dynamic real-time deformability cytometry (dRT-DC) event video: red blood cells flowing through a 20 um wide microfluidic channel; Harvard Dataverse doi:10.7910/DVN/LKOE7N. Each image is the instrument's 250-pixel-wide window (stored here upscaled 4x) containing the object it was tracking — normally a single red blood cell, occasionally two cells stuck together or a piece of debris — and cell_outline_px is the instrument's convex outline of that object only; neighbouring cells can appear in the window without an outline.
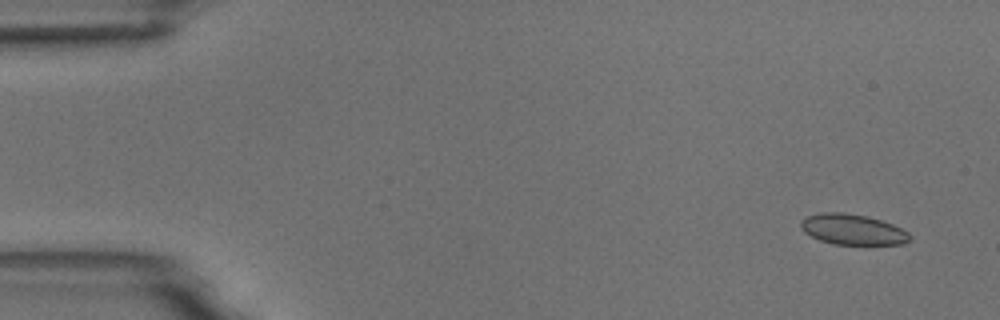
{"species": "common noctule bat (a hibernating species)", "species_latin": "Nyctalus noctula", "temperature_condition": "room temperature", "stored_images_in_passage": 4, "camera_frame_rate_fps": 3000, "um_per_image_px": 0.085, "animal": {"sex": "male", "body_mass_g": 18.8}, "frame": {"image": 1, "passage_image": 1, "time_ms": 0.0, "image_size_px": [1000, 320], "cell_outline_px": [[912, 236], [904, 244], [864, 248], [832, 244], [820, 240], [804, 232], [800, 228], [800, 220], [808, 216], [820, 212], [844, 212], [868, 216], [892, 224], [908, 232]], "centroid_in_image_um": [72.51, 19.56], "position_along_channel_um": 12.5, "area_um2": 20.46}}
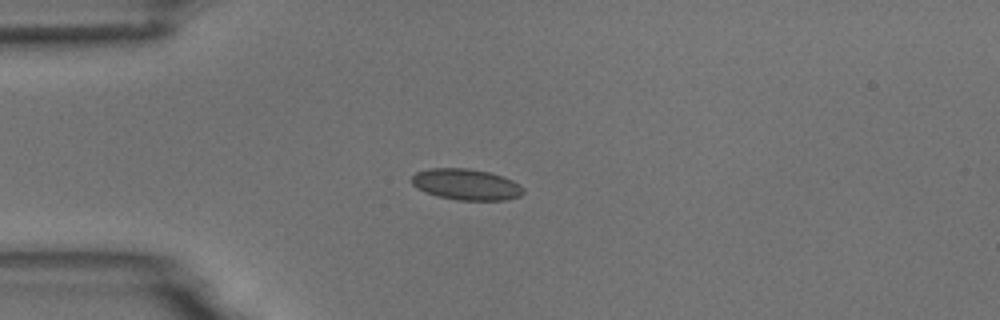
{"frame": {"image": 2, "passage_image": 4, "time_ms": 3.667, "image_size_px": [1000, 320], "cell_outline_px": [[524, 192], [520, 196], [504, 200], [456, 200], [436, 196], [416, 188], [412, 184], [412, 176], [416, 172], [428, 168], [468, 168], [488, 172], [504, 176], [520, 184], [524, 188]], "centroid_in_image_um": [39.63, 15.67], "position_along_channel_um": 45.4, "area_um2": 20.4}}